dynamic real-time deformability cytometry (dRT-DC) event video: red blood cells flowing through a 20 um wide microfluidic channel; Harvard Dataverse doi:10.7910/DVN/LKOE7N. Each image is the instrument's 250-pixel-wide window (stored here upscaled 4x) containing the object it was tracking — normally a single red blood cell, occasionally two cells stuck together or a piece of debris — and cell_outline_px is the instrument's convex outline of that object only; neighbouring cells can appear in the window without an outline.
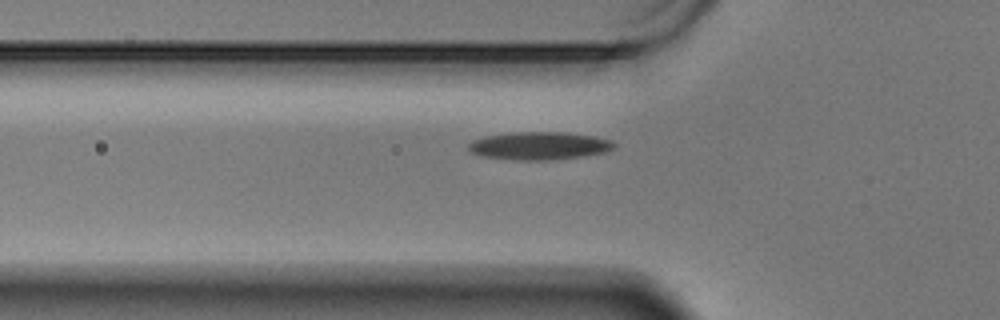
{"species": "Egyptian fruit bat (a non-hibernating species)", "species_latin": "Rousettus aegyptiacus", "temperature_condition": "warm", "stored_images_in_passage": 41, "camera_frame_rate_fps": 3000, "um_per_image_px": 0.085, "animal": {"sex": "male"}, "frame": {"image": 1, "passage_image": 2, "time_ms": 0.333, "image_size_px": [1000, 320], "cell_outline_px": [[616, 144], [612, 148], [604, 152], [580, 156], [552, 160], [516, 160], [484, 156], [472, 152], [468, 148], [468, 144], [472, 140], [484, 136], [512, 132], [564, 132], [592, 136], [612, 140]], "centroid_in_image_um": [45.81, 12.38], "position_along_channel_um": 80.0, "area_um2": 23.47}}
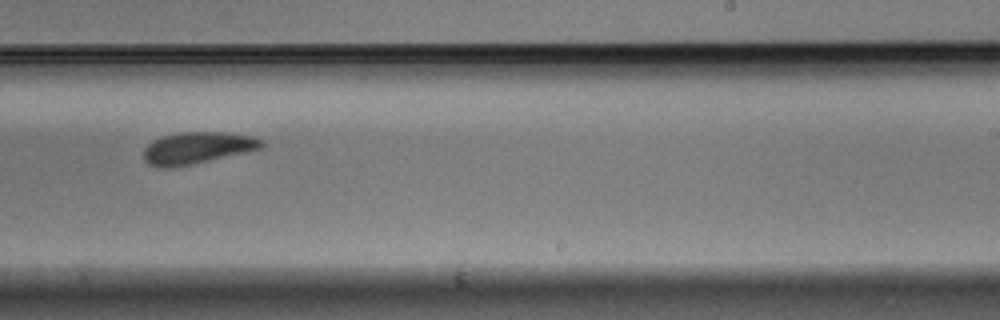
{"frame": {"image": 2, "passage_image": 19, "time_ms": 6.0, "image_size_px": [1000, 320], "cell_outline_px": [[264, 144], [260, 148], [192, 164], [172, 168], [160, 168], [148, 164], [144, 160], [144, 148], [152, 140], [164, 136], [180, 132], [224, 132], [252, 136], [264, 140]], "centroid_in_image_um": [16.72, 12.57], "position_along_channel_um": 272.3, "area_um2": 21.68}}
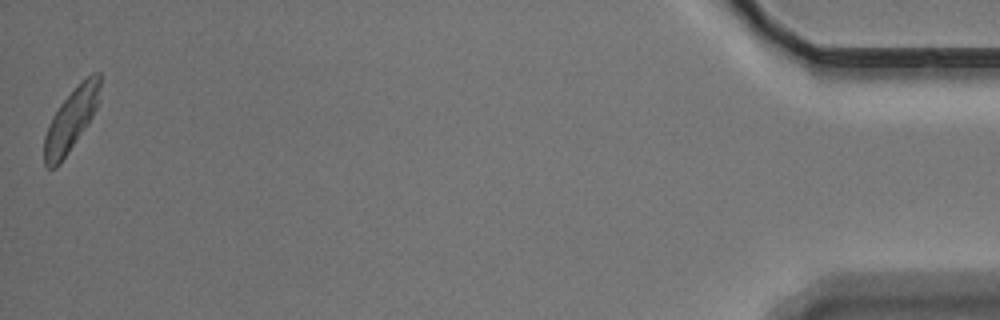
{"frame": {"image": 3, "passage_image": 41, "time_ms": 13.333, "image_size_px": [1000, 320], "cell_outline_px": [[104, 76], [96, 108], [88, 124], [60, 164], [56, 168], [48, 168], [44, 164], [44, 136], [48, 124], [52, 116], [60, 104], [92, 72], [100, 72]], "centroid_in_image_um": [6.06, 10.18], "position_along_channel_um": 429.1, "area_um2": 20.23}, "authors_computed_cell_mechanics": {"area_um2": 21.675, "velocity_mm_per_s": 3.3868, "shape_relaxation_time_tau1_ms": 5.6429, "shape_relaxation_time_tau2_ms": 8.1835, "deformation_change_tau1": 0.1225, "deformation_change_tau2": 0.1619}}